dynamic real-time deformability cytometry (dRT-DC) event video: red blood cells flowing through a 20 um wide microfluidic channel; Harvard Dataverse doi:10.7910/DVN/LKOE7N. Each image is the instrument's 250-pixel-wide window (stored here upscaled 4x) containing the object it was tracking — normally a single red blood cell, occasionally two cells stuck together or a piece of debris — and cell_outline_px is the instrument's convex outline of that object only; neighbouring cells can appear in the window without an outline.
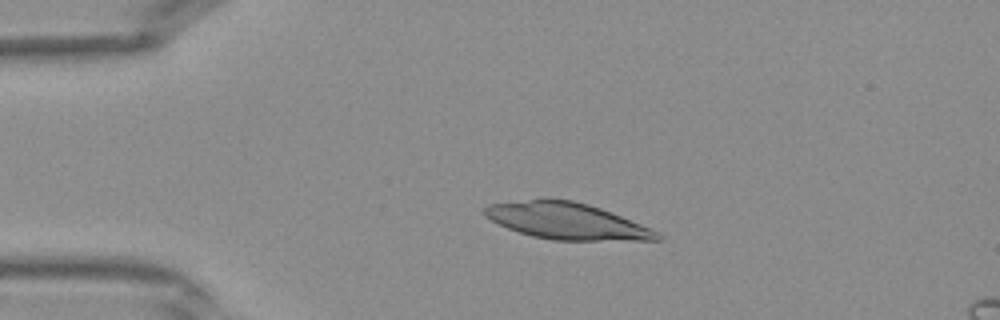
{"species": "Egyptian fruit bat (a non-hibernating species)", "species_latin": "Rousettus aegyptiacus", "temperature_condition": "warm", "stored_images_in_passage": 40, "camera_frame_rate_fps": 3000, "um_per_image_px": 0.085, "frame": {"image": 1, "passage_image": 8, "time_ms": 2.333, "image_size_px": [1000, 320], "cell_outline_px": [[664, 236], [660, 240], [552, 240], [532, 236], [508, 228], [484, 216], [484, 208], [488, 204], [544, 196], [548, 196], [572, 200], [588, 204], [612, 212], [640, 224]], "centroid_in_image_um": [48.11, 18.75], "position_along_channel_um": 36.9, "area_um2": 36.99}}